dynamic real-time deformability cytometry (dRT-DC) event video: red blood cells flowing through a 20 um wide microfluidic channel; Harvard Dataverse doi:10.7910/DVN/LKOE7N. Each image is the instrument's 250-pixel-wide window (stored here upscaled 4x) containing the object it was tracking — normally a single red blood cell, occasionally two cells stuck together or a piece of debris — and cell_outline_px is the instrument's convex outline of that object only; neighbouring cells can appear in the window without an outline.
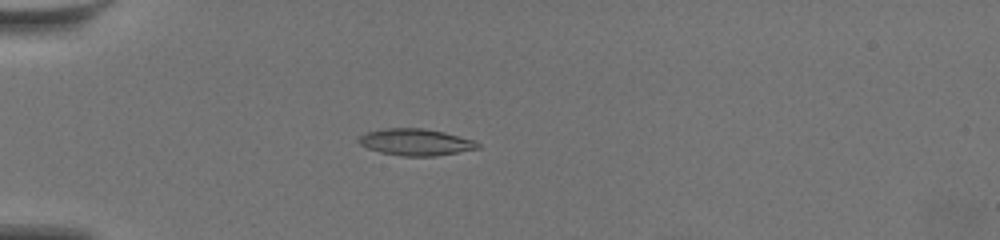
{"species": "common noctule bat (a hibernating species)", "species_latin": "Nyctalus noctula", "temperature_condition": "warm", "stored_images_in_passage": 60, "camera_frame_rate_fps": 3000, "um_per_image_px": 0.085, "animal": {"sex": "female", "body_mass_g": 19.5, "forearm_length_mm": 54.1}, "frame": {"image": 1, "passage_image": 19, "time_ms": 6.0, "image_size_px": [1000, 240], "cell_outline_px": [[480, 148], [436, 156], [400, 156], [380, 152], [368, 148], [360, 144], [356, 140], [360, 136], [368, 132], [384, 128], [424, 128], [444, 132], [476, 140], [480, 144]], "centroid_in_image_um": [35.36, 12.08], "position_along_channel_um": 49.6, "area_um2": 18.61}}
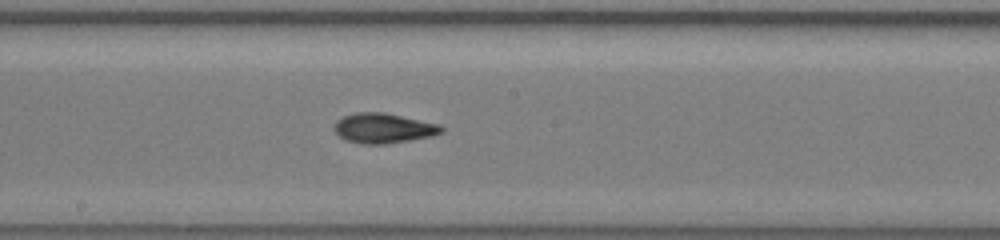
{"frame": {"image": 2, "passage_image": 35, "time_ms": 11.333, "image_size_px": [1000, 240], "cell_outline_px": [[444, 132], [432, 136], [384, 144], [360, 144], [344, 140], [332, 128], [336, 120], [344, 116], [356, 112], [384, 112], [440, 124], [444, 128]], "centroid_in_image_um": [32.58, 10.89], "position_along_channel_um": 215.6, "area_um2": 18.84}}
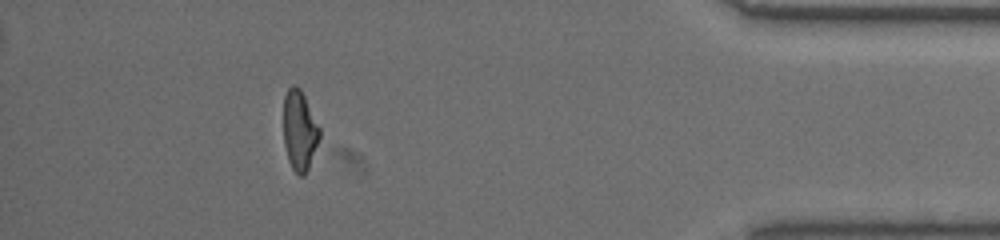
{"frame": {"image": 3, "passage_image": 55, "time_ms": 18.0, "image_size_px": [1000, 240], "cell_outline_px": [[320, 136], [308, 168], [304, 176], [300, 176], [292, 168], [288, 160], [284, 144], [284, 96], [288, 88], [292, 84], [296, 84], [300, 88], [320, 128]], "centroid_in_image_um": [25.45, 11.07], "position_along_channel_um": 409.8, "area_um2": 16.65}, "authors_computed_cell_mechanics": {"area_um2": 18.0047, "velocity_mm_per_s": 3.5679, "shape_relaxation_time_tau1_ms": 5.8445, "shape_relaxation_time_tau2_ms": 3.4307, "deformation_change_tau1": 0.1973, "deformation_change_tau2": 0.1061}}